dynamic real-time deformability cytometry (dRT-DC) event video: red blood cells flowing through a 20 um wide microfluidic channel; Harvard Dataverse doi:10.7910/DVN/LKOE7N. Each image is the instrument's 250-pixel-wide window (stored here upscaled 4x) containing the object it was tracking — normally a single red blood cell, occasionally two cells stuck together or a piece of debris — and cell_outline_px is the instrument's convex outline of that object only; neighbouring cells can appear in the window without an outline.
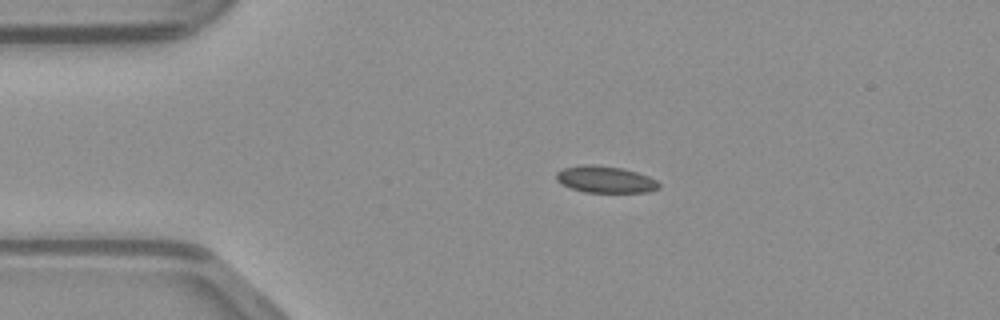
{"species": "common noctule bat (a hibernating species)", "species_latin": "Nyctalus noctula", "temperature_condition": "warm", "stored_images_in_passage": 37, "camera_frame_rate_fps": 3000, "um_per_image_px": 0.085, "animal": {"sex": "male", "body_mass_g": 23.1, "forearm_length_mm": 52.7}, "frame": {"image": 1, "passage_image": 3, "time_ms": 0.667, "image_size_px": [1000, 320], "cell_outline_px": [[660, 188], [648, 192], [584, 192], [560, 184], [556, 180], [556, 172], [564, 168], [584, 164], [592, 164], [624, 168], [648, 176], [656, 180], [660, 184]], "centroid_in_image_um": [51.45, 15.25], "position_along_channel_um": 33.6, "area_um2": 16.07}}
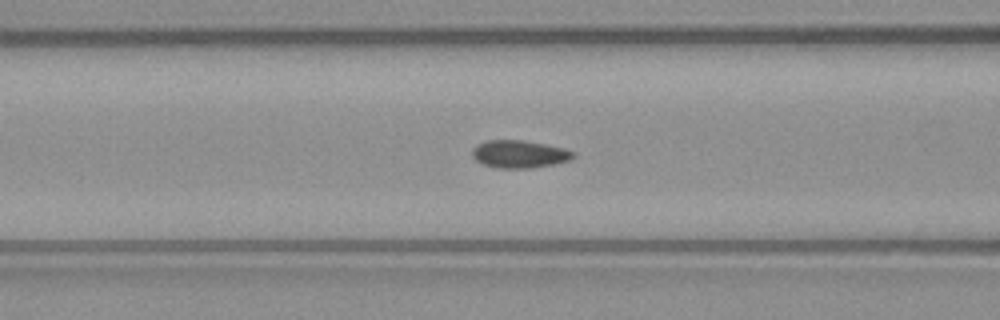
{"frame": {"image": 2, "passage_image": 12, "time_ms": 3.667, "image_size_px": [1000, 320], "cell_outline_px": [[576, 156], [572, 160], [556, 164], [532, 168], [496, 168], [484, 164], [476, 160], [472, 156], [472, 148], [476, 144], [488, 140], [524, 140], [564, 148], [572, 152]], "centroid_in_image_um": [44.15, 13.1], "position_along_channel_um": 122.5, "area_um2": 16.42}}
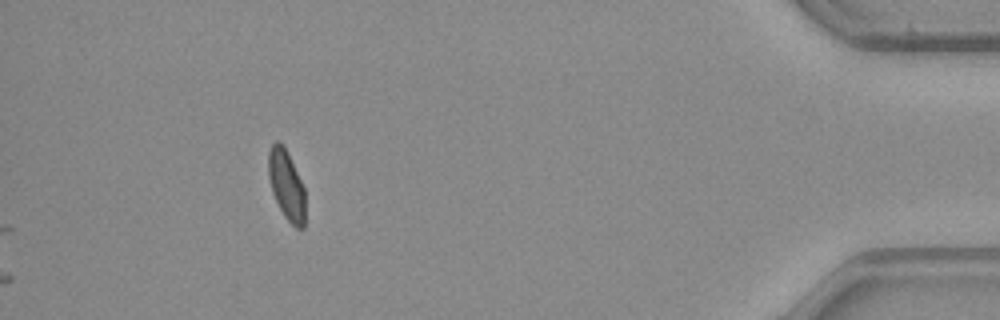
{"frame": {"image": 3, "passage_image": 37, "time_ms": 12.0, "image_size_px": [1000, 320], "cell_outline_px": [[304, 228], [296, 228], [284, 216], [272, 192], [268, 176], [268, 152], [272, 144], [276, 140], [288, 152], [304, 188]], "centroid_in_image_um": [24.33, 15.72], "position_along_channel_um": 410.9, "area_um2": 14.74}}